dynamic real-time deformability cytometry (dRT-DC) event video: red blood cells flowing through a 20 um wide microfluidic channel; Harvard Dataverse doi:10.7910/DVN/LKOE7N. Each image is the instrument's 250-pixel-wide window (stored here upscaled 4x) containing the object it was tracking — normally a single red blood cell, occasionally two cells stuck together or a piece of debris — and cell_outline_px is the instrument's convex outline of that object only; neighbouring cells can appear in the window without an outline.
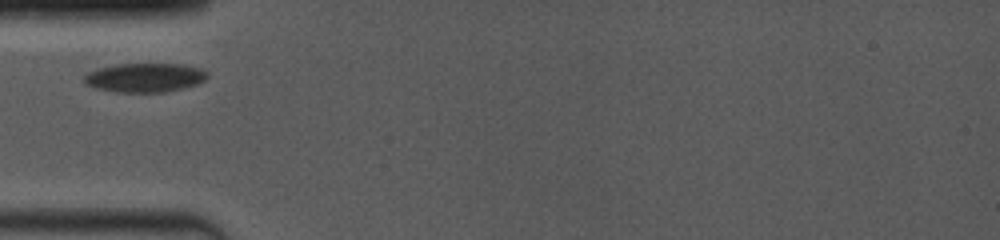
{"species": "common noctule bat (a hibernating species)", "species_latin": "Nyctalus noctula", "temperature_condition": "room temperature", "stored_images_in_passage": 9, "camera_frame_rate_fps": 4000, "um_per_image_px": 0.085, "animal": {"sex": "female", "body_mass_g": 19.0, "forearm_length_mm": 53.3}, "frame": {"image": 1, "passage_image": 1, "time_ms": 0.0, "image_size_px": [1000, 240], "cell_outline_px": [[208, 76], [204, 80], [196, 84], [184, 88], [164, 92], [116, 92], [96, 88], [84, 84], [84, 76], [88, 72], [96, 68], [116, 64], [184, 64], [200, 68], [208, 72]], "centroid_in_image_um": [12.29, 6.59], "position_along_channel_um": 72.7, "area_um2": 20.98}}